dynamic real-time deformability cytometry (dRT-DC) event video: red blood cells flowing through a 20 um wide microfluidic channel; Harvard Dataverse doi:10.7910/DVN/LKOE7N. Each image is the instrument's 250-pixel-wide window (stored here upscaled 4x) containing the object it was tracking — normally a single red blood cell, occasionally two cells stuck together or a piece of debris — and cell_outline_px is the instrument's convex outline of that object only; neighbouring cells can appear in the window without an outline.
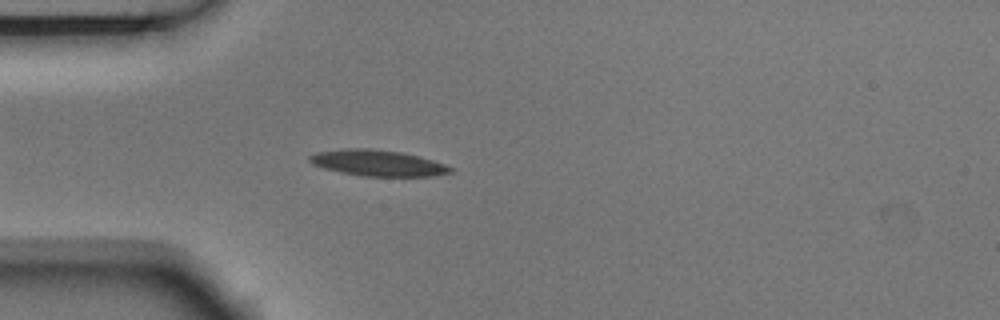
{"species": "Egyptian fruit bat (a non-hibernating species)", "species_latin": "Rousettus aegyptiacus", "temperature_condition": "room temperature", "stored_images_in_passage": 4, "camera_frame_rate_fps": 3000, "um_per_image_px": 0.085, "animal": {"sex": "male"}, "frame": {"image": 1, "passage_image": 4, "time_ms": 1.0, "image_size_px": [1000, 320], "cell_outline_px": [[456, 168], [452, 172], [436, 176], [364, 176], [340, 172], [324, 168], [312, 164], [308, 160], [308, 156], [316, 152], [348, 148], [368, 148], [400, 152], [420, 156]], "centroid_in_image_um": [32.12, 13.86], "position_along_channel_um": 52.9, "area_um2": 21.44}}